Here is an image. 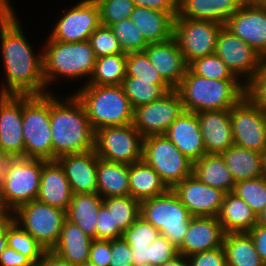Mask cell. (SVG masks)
I'll use <instances>...</instances> for the list:
<instances>
[{"label":"cell","instance_id":"obj_1","mask_svg":"<svg viewBox=\"0 0 266 266\" xmlns=\"http://www.w3.org/2000/svg\"><path fill=\"white\" fill-rule=\"evenodd\" d=\"M19 19L13 5L0 6V58L5 73L0 80V94H48L43 76V46L38 51L34 49Z\"/></svg>","mask_w":266,"mask_h":266},{"label":"cell","instance_id":"obj_2","mask_svg":"<svg viewBox=\"0 0 266 266\" xmlns=\"http://www.w3.org/2000/svg\"><path fill=\"white\" fill-rule=\"evenodd\" d=\"M56 94L50 93L53 160L68 154L94 150L95 131L83 104L72 92L67 93L65 98Z\"/></svg>","mask_w":266,"mask_h":266},{"label":"cell","instance_id":"obj_3","mask_svg":"<svg viewBox=\"0 0 266 266\" xmlns=\"http://www.w3.org/2000/svg\"><path fill=\"white\" fill-rule=\"evenodd\" d=\"M45 39V43L42 42L43 76L47 91L53 93L52 85H60L68 79L73 83L77 80L82 81V86L86 85L96 63V56L89 41L60 42L48 36Z\"/></svg>","mask_w":266,"mask_h":266},{"label":"cell","instance_id":"obj_4","mask_svg":"<svg viewBox=\"0 0 266 266\" xmlns=\"http://www.w3.org/2000/svg\"><path fill=\"white\" fill-rule=\"evenodd\" d=\"M184 111L199 113L211 110H230L244 97L240 80H215L194 74L187 68L176 89Z\"/></svg>","mask_w":266,"mask_h":266},{"label":"cell","instance_id":"obj_5","mask_svg":"<svg viewBox=\"0 0 266 266\" xmlns=\"http://www.w3.org/2000/svg\"><path fill=\"white\" fill-rule=\"evenodd\" d=\"M75 90L73 94L83 104L94 131L132 124L134 109L121 85L86 84Z\"/></svg>","mask_w":266,"mask_h":266},{"label":"cell","instance_id":"obj_6","mask_svg":"<svg viewBox=\"0 0 266 266\" xmlns=\"http://www.w3.org/2000/svg\"><path fill=\"white\" fill-rule=\"evenodd\" d=\"M24 157L53 160L50 126V93L22 95Z\"/></svg>","mask_w":266,"mask_h":266},{"label":"cell","instance_id":"obj_7","mask_svg":"<svg viewBox=\"0 0 266 266\" xmlns=\"http://www.w3.org/2000/svg\"><path fill=\"white\" fill-rule=\"evenodd\" d=\"M140 217L152 224L160 231V235L177 248L182 245L192 218L172 189L140 201Z\"/></svg>","mask_w":266,"mask_h":266},{"label":"cell","instance_id":"obj_8","mask_svg":"<svg viewBox=\"0 0 266 266\" xmlns=\"http://www.w3.org/2000/svg\"><path fill=\"white\" fill-rule=\"evenodd\" d=\"M142 159L154 169L169 189L192 175L193 162L165 135L143 138Z\"/></svg>","mask_w":266,"mask_h":266},{"label":"cell","instance_id":"obj_9","mask_svg":"<svg viewBox=\"0 0 266 266\" xmlns=\"http://www.w3.org/2000/svg\"><path fill=\"white\" fill-rule=\"evenodd\" d=\"M12 219L31 234L46 251H51L67 218L63 209L32 200L14 211Z\"/></svg>","mask_w":266,"mask_h":266},{"label":"cell","instance_id":"obj_10","mask_svg":"<svg viewBox=\"0 0 266 266\" xmlns=\"http://www.w3.org/2000/svg\"><path fill=\"white\" fill-rule=\"evenodd\" d=\"M94 151L109 162L132 164L142 160L143 137L133 124L95 130Z\"/></svg>","mask_w":266,"mask_h":266},{"label":"cell","instance_id":"obj_11","mask_svg":"<svg viewBox=\"0 0 266 266\" xmlns=\"http://www.w3.org/2000/svg\"><path fill=\"white\" fill-rule=\"evenodd\" d=\"M43 159L19 157L0 187V202L12 213L36 200L41 182Z\"/></svg>","mask_w":266,"mask_h":266},{"label":"cell","instance_id":"obj_12","mask_svg":"<svg viewBox=\"0 0 266 266\" xmlns=\"http://www.w3.org/2000/svg\"><path fill=\"white\" fill-rule=\"evenodd\" d=\"M224 25L210 21L174 18L173 37L189 65L195 59L213 54L218 34Z\"/></svg>","mask_w":266,"mask_h":266},{"label":"cell","instance_id":"obj_13","mask_svg":"<svg viewBox=\"0 0 266 266\" xmlns=\"http://www.w3.org/2000/svg\"><path fill=\"white\" fill-rule=\"evenodd\" d=\"M65 10L54 20L56 22L48 33L50 39L60 42L87 41L101 25L99 8L94 0H79Z\"/></svg>","mask_w":266,"mask_h":266},{"label":"cell","instance_id":"obj_14","mask_svg":"<svg viewBox=\"0 0 266 266\" xmlns=\"http://www.w3.org/2000/svg\"><path fill=\"white\" fill-rule=\"evenodd\" d=\"M184 112L177 90H171L159 100L134 109L133 126L144 137L164 135L169 126Z\"/></svg>","mask_w":266,"mask_h":266},{"label":"cell","instance_id":"obj_15","mask_svg":"<svg viewBox=\"0 0 266 266\" xmlns=\"http://www.w3.org/2000/svg\"><path fill=\"white\" fill-rule=\"evenodd\" d=\"M230 121L234 145L266 152V114L243 97L230 109Z\"/></svg>","mask_w":266,"mask_h":266},{"label":"cell","instance_id":"obj_16","mask_svg":"<svg viewBox=\"0 0 266 266\" xmlns=\"http://www.w3.org/2000/svg\"><path fill=\"white\" fill-rule=\"evenodd\" d=\"M214 53L243 84L258 72L263 61L259 53L225 26L218 34Z\"/></svg>","mask_w":266,"mask_h":266},{"label":"cell","instance_id":"obj_17","mask_svg":"<svg viewBox=\"0 0 266 266\" xmlns=\"http://www.w3.org/2000/svg\"><path fill=\"white\" fill-rule=\"evenodd\" d=\"M172 191L192 217H217L226 194L199 181L193 174L176 184Z\"/></svg>","mask_w":266,"mask_h":266},{"label":"cell","instance_id":"obj_18","mask_svg":"<svg viewBox=\"0 0 266 266\" xmlns=\"http://www.w3.org/2000/svg\"><path fill=\"white\" fill-rule=\"evenodd\" d=\"M225 27L266 59V7L242 5Z\"/></svg>","mask_w":266,"mask_h":266},{"label":"cell","instance_id":"obj_19","mask_svg":"<svg viewBox=\"0 0 266 266\" xmlns=\"http://www.w3.org/2000/svg\"><path fill=\"white\" fill-rule=\"evenodd\" d=\"M22 95L0 94V151L24 157Z\"/></svg>","mask_w":266,"mask_h":266},{"label":"cell","instance_id":"obj_20","mask_svg":"<svg viewBox=\"0 0 266 266\" xmlns=\"http://www.w3.org/2000/svg\"><path fill=\"white\" fill-rule=\"evenodd\" d=\"M144 52L162 79L176 90L188 68L176 39L172 37L165 42L150 43Z\"/></svg>","mask_w":266,"mask_h":266},{"label":"cell","instance_id":"obj_21","mask_svg":"<svg viewBox=\"0 0 266 266\" xmlns=\"http://www.w3.org/2000/svg\"><path fill=\"white\" fill-rule=\"evenodd\" d=\"M57 161L64 169L73 194L97 193L98 156L94 150L64 155Z\"/></svg>","mask_w":266,"mask_h":266},{"label":"cell","instance_id":"obj_22","mask_svg":"<svg viewBox=\"0 0 266 266\" xmlns=\"http://www.w3.org/2000/svg\"><path fill=\"white\" fill-rule=\"evenodd\" d=\"M224 235L217 217H192L178 253L189 257L222 247Z\"/></svg>","mask_w":266,"mask_h":266},{"label":"cell","instance_id":"obj_23","mask_svg":"<svg viewBox=\"0 0 266 266\" xmlns=\"http://www.w3.org/2000/svg\"><path fill=\"white\" fill-rule=\"evenodd\" d=\"M164 135L193 163L206 154L196 113L184 111Z\"/></svg>","mask_w":266,"mask_h":266},{"label":"cell","instance_id":"obj_24","mask_svg":"<svg viewBox=\"0 0 266 266\" xmlns=\"http://www.w3.org/2000/svg\"><path fill=\"white\" fill-rule=\"evenodd\" d=\"M206 154H221L234 145L230 110H211L196 113Z\"/></svg>","mask_w":266,"mask_h":266},{"label":"cell","instance_id":"obj_25","mask_svg":"<svg viewBox=\"0 0 266 266\" xmlns=\"http://www.w3.org/2000/svg\"><path fill=\"white\" fill-rule=\"evenodd\" d=\"M72 195L70 183L60 163L57 160H43L36 200L67 211Z\"/></svg>","mask_w":266,"mask_h":266},{"label":"cell","instance_id":"obj_26","mask_svg":"<svg viewBox=\"0 0 266 266\" xmlns=\"http://www.w3.org/2000/svg\"><path fill=\"white\" fill-rule=\"evenodd\" d=\"M241 6L240 0H178V16L225 26Z\"/></svg>","mask_w":266,"mask_h":266},{"label":"cell","instance_id":"obj_27","mask_svg":"<svg viewBox=\"0 0 266 266\" xmlns=\"http://www.w3.org/2000/svg\"><path fill=\"white\" fill-rule=\"evenodd\" d=\"M177 15L178 13H167L135 6L129 19L133 20L145 40L150 44L165 42L173 37L174 18Z\"/></svg>","mask_w":266,"mask_h":266},{"label":"cell","instance_id":"obj_28","mask_svg":"<svg viewBox=\"0 0 266 266\" xmlns=\"http://www.w3.org/2000/svg\"><path fill=\"white\" fill-rule=\"evenodd\" d=\"M92 240L93 238L85 234L78 225L66 219L59 239L51 252L71 265H80L88 262Z\"/></svg>","mask_w":266,"mask_h":266},{"label":"cell","instance_id":"obj_29","mask_svg":"<svg viewBox=\"0 0 266 266\" xmlns=\"http://www.w3.org/2000/svg\"><path fill=\"white\" fill-rule=\"evenodd\" d=\"M221 155L235 183L265 175L263 153L232 145Z\"/></svg>","mask_w":266,"mask_h":266},{"label":"cell","instance_id":"obj_30","mask_svg":"<svg viewBox=\"0 0 266 266\" xmlns=\"http://www.w3.org/2000/svg\"><path fill=\"white\" fill-rule=\"evenodd\" d=\"M217 218L225 234L249 232L257 222L251 207L233 192L225 194Z\"/></svg>","mask_w":266,"mask_h":266},{"label":"cell","instance_id":"obj_31","mask_svg":"<svg viewBox=\"0 0 266 266\" xmlns=\"http://www.w3.org/2000/svg\"><path fill=\"white\" fill-rule=\"evenodd\" d=\"M97 194L102 198L129 196V165L98 157Z\"/></svg>","mask_w":266,"mask_h":266},{"label":"cell","instance_id":"obj_32","mask_svg":"<svg viewBox=\"0 0 266 266\" xmlns=\"http://www.w3.org/2000/svg\"><path fill=\"white\" fill-rule=\"evenodd\" d=\"M192 174L204 184L220 189L225 193L233 192V180L221 154H205L193 163Z\"/></svg>","mask_w":266,"mask_h":266},{"label":"cell","instance_id":"obj_33","mask_svg":"<svg viewBox=\"0 0 266 266\" xmlns=\"http://www.w3.org/2000/svg\"><path fill=\"white\" fill-rule=\"evenodd\" d=\"M102 204L103 198L97 193L73 194L66 218L78 225L85 234L96 239L97 216Z\"/></svg>","mask_w":266,"mask_h":266},{"label":"cell","instance_id":"obj_34","mask_svg":"<svg viewBox=\"0 0 266 266\" xmlns=\"http://www.w3.org/2000/svg\"><path fill=\"white\" fill-rule=\"evenodd\" d=\"M130 196L142 201L162 195L169 188L143 159L129 165Z\"/></svg>","mask_w":266,"mask_h":266},{"label":"cell","instance_id":"obj_35","mask_svg":"<svg viewBox=\"0 0 266 266\" xmlns=\"http://www.w3.org/2000/svg\"><path fill=\"white\" fill-rule=\"evenodd\" d=\"M222 246L227 266H266L248 232L225 234Z\"/></svg>","mask_w":266,"mask_h":266},{"label":"cell","instance_id":"obj_36","mask_svg":"<svg viewBox=\"0 0 266 266\" xmlns=\"http://www.w3.org/2000/svg\"><path fill=\"white\" fill-rule=\"evenodd\" d=\"M126 77V53L96 58L95 68L87 84L122 85Z\"/></svg>","mask_w":266,"mask_h":266},{"label":"cell","instance_id":"obj_37","mask_svg":"<svg viewBox=\"0 0 266 266\" xmlns=\"http://www.w3.org/2000/svg\"><path fill=\"white\" fill-rule=\"evenodd\" d=\"M121 86L133 109L159 100L173 90L168 84H153L152 81L138 80V77H125Z\"/></svg>","mask_w":266,"mask_h":266},{"label":"cell","instance_id":"obj_38","mask_svg":"<svg viewBox=\"0 0 266 266\" xmlns=\"http://www.w3.org/2000/svg\"><path fill=\"white\" fill-rule=\"evenodd\" d=\"M7 246L26 256L36 265L47 252L44 247L13 219L6 225Z\"/></svg>","mask_w":266,"mask_h":266},{"label":"cell","instance_id":"obj_39","mask_svg":"<svg viewBox=\"0 0 266 266\" xmlns=\"http://www.w3.org/2000/svg\"><path fill=\"white\" fill-rule=\"evenodd\" d=\"M103 204L111 212L113 223L123 233L140 217V201L129 196L106 197Z\"/></svg>","mask_w":266,"mask_h":266},{"label":"cell","instance_id":"obj_40","mask_svg":"<svg viewBox=\"0 0 266 266\" xmlns=\"http://www.w3.org/2000/svg\"><path fill=\"white\" fill-rule=\"evenodd\" d=\"M233 193L244 200L257 216L266 208V176L235 183Z\"/></svg>","mask_w":266,"mask_h":266},{"label":"cell","instance_id":"obj_41","mask_svg":"<svg viewBox=\"0 0 266 266\" xmlns=\"http://www.w3.org/2000/svg\"><path fill=\"white\" fill-rule=\"evenodd\" d=\"M123 53L141 52L149 45L137 25L131 19H125L109 26Z\"/></svg>","mask_w":266,"mask_h":266},{"label":"cell","instance_id":"obj_42","mask_svg":"<svg viewBox=\"0 0 266 266\" xmlns=\"http://www.w3.org/2000/svg\"><path fill=\"white\" fill-rule=\"evenodd\" d=\"M188 68L196 75L215 80H239L215 53L195 59Z\"/></svg>","mask_w":266,"mask_h":266},{"label":"cell","instance_id":"obj_43","mask_svg":"<svg viewBox=\"0 0 266 266\" xmlns=\"http://www.w3.org/2000/svg\"><path fill=\"white\" fill-rule=\"evenodd\" d=\"M126 77H138V80L152 81L153 84H167L144 51L126 54Z\"/></svg>","mask_w":266,"mask_h":266},{"label":"cell","instance_id":"obj_44","mask_svg":"<svg viewBox=\"0 0 266 266\" xmlns=\"http://www.w3.org/2000/svg\"><path fill=\"white\" fill-rule=\"evenodd\" d=\"M99 8L100 23L111 26L117 22L128 19L134 11L133 0H94Z\"/></svg>","mask_w":266,"mask_h":266},{"label":"cell","instance_id":"obj_45","mask_svg":"<svg viewBox=\"0 0 266 266\" xmlns=\"http://www.w3.org/2000/svg\"><path fill=\"white\" fill-rule=\"evenodd\" d=\"M244 97L266 114V59H263L258 72L244 84Z\"/></svg>","mask_w":266,"mask_h":266},{"label":"cell","instance_id":"obj_46","mask_svg":"<svg viewBox=\"0 0 266 266\" xmlns=\"http://www.w3.org/2000/svg\"><path fill=\"white\" fill-rule=\"evenodd\" d=\"M88 41L96 58L123 53L119 41L108 26L100 25Z\"/></svg>","mask_w":266,"mask_h":266},{"label":"cell","instance_id":"obj_47","mask_svg":"<svg viewBox=\"0 0 266 266\" xmlns=\"http://www.w3.org/2000/svg\"><path fill=\"white\" fill-rule=\"evenodd\" d=\"M159 235V230L146 222L142 217H139L123 232L122 237L129 246L148 247Z\"/></svg>","mask_w":266,"mask_h":266},{"label":"cell","instance_id":"obj_48","mask_svg":"<svg viewBox=\"0 0 266 266\" xmlns=\"http://www.w3.org/2000/svg\"><path fill=\"white\" fill-rule=\"evenodd\" d=\"M178 254V248L167 238L159 235L157 239L149 245L148 263L160 266Z\"/></svg>","mask_w":266,"mask_h":266},{"label":"cell","instance_id":"obj_49","mask_svg":"<svg viewBox=\"0 0 266 266\" xmlns=\"http://www.w3.org/2000/svg\"><path fill=\"white\" fill-rule=\"evenodd\" d=\"M96 227V239L98 240H114L123 236L117 225H114L111 212L104 204L98 211Z\"/></svg>","mask_w":266,"mask_h":266},{"label":"cell","instance_id":"obj_50","mask_svg":"<svg viewBox=\"0 0 266 266\" xmlns=\"http://www.w3.org/2000/svg\"><path fill=\"white\" fill-rule=\"evenodd\" d=\"M187 260L189 266H227L223 246L196 253L187 257Z\"/></svg>","mask_w":266,"mask_h":266},{"label":"cell","instance_id":"obj_51","mask_svg":"<svg viewBox=\"0 0 266 266\" xmlns=\"http://www.w3.org/2000/svg\"><path fill=\"white\" fill-rule=\"evenodd\" d=\"M111 257V240H92L88 262L95 266H109Z\"/></svg>","mask_w":266,"mask_h":266},{"label":"cell","instance_id":"obj_52","mask_svg":"<svg viewBox=\"0 0 266 266\" xmlns=\"http://www.w3.org/2000/svg\"><path fill=\"white\" fill-rule=\"evenodd\" d=\"M111 256L109 266H134L132 250L123 237L111 240Z\"/></svg>","mask_w":266,"mask_h":266},{"label":"cell","instance_id":"obj_53","mask_svg":"<svg viewBox=\"0 0 266 266\" xmlns=\"http://www.w3.org/2000/svg\"><path fill=\"white\" fill-rule=\"evenodd\" d=\"M0 266H35L26 256L6 247L0 254Z\"/></svg>","mask_w":266,"mask_h":266},{"label":"cell","instance_id":"obj_54","mask_svg":"<svg viewBox=\"0 0 266 266\" xmlns=\"http://www.w3.org/2000/svg\"><path fill=\"white\" fill-rule=\"evenodd\" d=\"M135 6L167 13H178V0H133Z\"/></svg>","mask_w":266,"mask_h":266},{"label":"cell","instance_id":"obj_55","mask_svg":"<svg viewBox=\"0 0 266 266\" xmlns=\"http://www.w3.org/2000/svg\"><path fill=\"white\" fill-rule=\"evenodd\" d=\"M248 233L254 241L261 260L266 264V226L255 225Z\"/></svg>","mask_w":266,"mask_h":266},{"label":"cell","instance_id":"obj_56","mask_svg":"<svg viewBox=\"0 0 266 266\" xmlns=\"http://www.w3.org/2000/svg\"><path fill=\"white\" fill-rule=\"evenodd\" d=\"M18 158L14 153L0 151V187L7 180L9 171Z\"/></svg>","mask_w":266,"mask_h":266},{"label":"cell","instance_id":"obj_57","mask_svg":"<svg viewBox=\"0 0 266 266\" xmlns=\"http://www.w3.org/2000/svg\"><path fill=\"white\" fill-rule=\"evenodd\" d=\"M35 266H74L60 259L53 252L47 251Z\"/></svg>","mask_w":266,"mask_h":266},{"label":"cell","instance_id":"obj_58","mask_svg":"<svg viewBox=\"0 0 266 266\" xmlns=\"http://www.w3.org/2000/svg\"><path fill=\"white\" fill-rule=\"evenodd\" d=\"M130 248L132 250V258L134 266H140L144 263H148L149 246L148 247L130 246Z\"/></svg>","mask_w":266,"mask_h":266},{"label":"cell","instance_id":"obj_59","mask_svg":"<svg viewBox=\"0 0 266 266\" xmlns=\"http://www.w3.org/2000/svg\"><path fill=\"white\" fill-rule=\"evenodd\" d=\"M12 220V212L0 202V230Z\"/></svg>","mask_w":266,"mask_h":266},{"label":"cell","instance_id":"obj_60","mask_svg":"<svg viewBox=\"0 0 266 266\" xmlns=\"http://www.w3.org/2000/svg\"><path fill=\"white\" fill-rule=\"evenodd\" d=\"M160 266H189L187 257L183 254H178L169 261H166Z\"/></svg>","mask_w":266,"mask_h":266},{"label":"cell","instance_id":"obj_61","mask_svg":"<svg viewBox=\"0 0 266 266\" xmlns=\"http://www.w3.org/2000/svg\"><path fill=\"white\" fill-rule=\"evenodd\" d=\"M241 5L266 7V0H240Z\"/></svg>","mask_w":266,"mask_h":266},{"label":"cell","instance_id":"obj_62","mask_svg":"<svg viewBox=\"0 0 266 266\" xmlns=\"http://www.w3.org/2000/svg\"><path fill=\"white\" fill-rule=\"evenodd\" d=\"M7 247L6 226L0 230V254Z\"/></svg>","mask_w":266,"mask_h":266},{"label":"cell","instance_id":"obj_63","mask_svg":"<svg viewBox=\"0 0 266 266\" xmlns=\"http://www.w3.org/2000/svg\"><path fill=\"white\" fill-rule=\"evenodd\" d=\"M256 225L266 226V208L257 215Z\"/></svg>","mask_w":266,"mask_h":266},{"label":"cell","instance_id":"obj_64","mask_svg":"<svg viewBox=\"0 0 266 266\" xmlns=\"http://www.w3.org/2000/svg\"><path fill=\"white\" fill-rule=\"evenodd\" d=\"M11 2L10 0H0V6H12Z\"/></svg>","mask_w":266,"mask_h":266},{"label":"cell","instance_id":"obj_65","mask_svg":"<svg viewBox=\"0 0 266 266\" xmlns=\"http://www.w3.org/2000/svg\"><path fill=\"white\" fill-rule=\"evenodd\" d=\"M76 266H95V265L91 264L90 262H85V263H82V264L76 265Z\"/></svg>","mask_w":266,"mask_h":266},{"label":"cell","instance_id":"obj_66","mask_svg":"<svg viewBox=\"0 0 266 266\" xmlns=\"http://www.w3.org/2000/svg\"><path fill=\"white\" fill-rule=\"evenodd\" d=\"M140 266H155V265H153L152 263H144V264H142Z\"/></svg>","mask_w":266,"mask_h":266},{"label":"cell","instance_id":"obj_67","mask_svg":"<svg viewBox=\"0 0 266 266\" xmlns=\"http://www.w3.org/2000/svg\"><path fill=\"white\" fill-rule=\"evenodd\" d=\"M264 162H265V176H266V152L264 153Z\"/></svg>","mask_w":266,"mask_h":266}]
</instances>
